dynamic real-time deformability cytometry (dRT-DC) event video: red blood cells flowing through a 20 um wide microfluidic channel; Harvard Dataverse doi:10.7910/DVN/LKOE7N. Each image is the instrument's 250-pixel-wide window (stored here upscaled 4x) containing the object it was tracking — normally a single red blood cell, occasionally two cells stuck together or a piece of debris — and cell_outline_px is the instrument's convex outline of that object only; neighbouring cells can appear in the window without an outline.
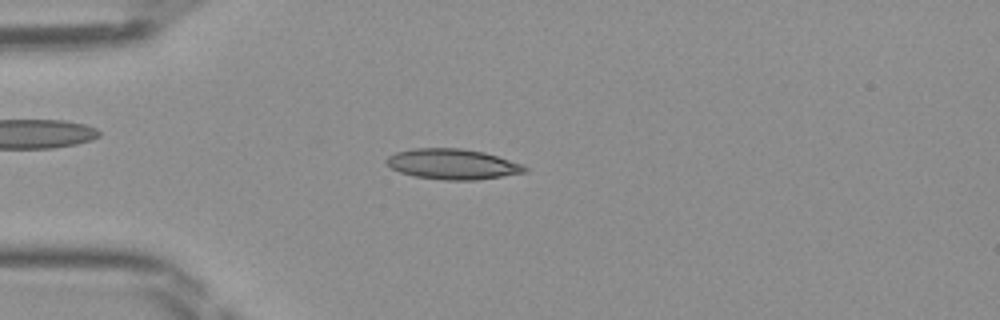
{"species": "Egyptian fruit bat (a non-hibernating species)", "species_latin": "Rousettus aegyptiacus", "temperature_condition": "room temperature", "stored_images_in_passage": 47, "camera_frame_rate_fps": 3000, "um_per_image_px": 0.085, "frame": {"image": 1, "passage_image": 12, "time_ms": 3.667, "image_size_px": [1000, 320], "cell_outline_px": [[528, 172], [476, 180], [444, 180], [412, 176], [400, 172], [384, 164], [384, 160], [388, 156], [396, 152], [412, 148], [460, 148], [484, 152], [524, 164], [528, 168]], "centroid_in_image_um": [38.46, 13.95], "position_along_channel_um": 46.5, "area_um2": 24.8}}
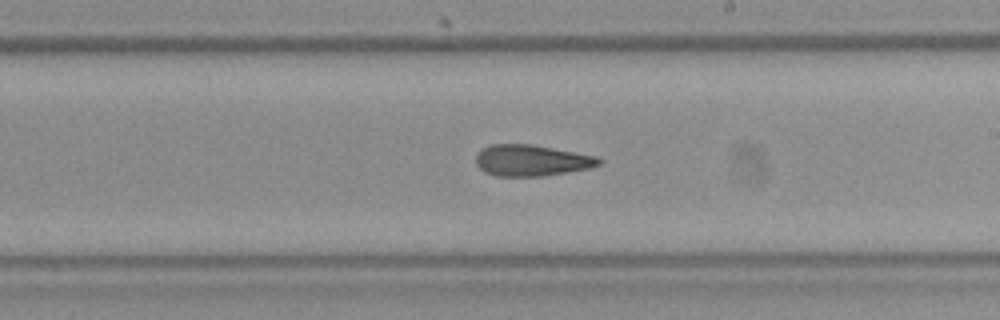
{"frame": {"image": 2, "passage_image": 27, "time_ms": 8.667, "image_size_px": [1000, 320], "cell_outline_px": [[604, 160], [600, 164], [588, 168], [544, 176], [496, 176], [484, 172], [476, 164], [476, 152], [480, 148], [492, 144], [532, 144], [600, 156]], "centroid_in_image_um": [45.18, 13.62], "position_along_channel_um": 243.8, "area_um2": 22.72}}
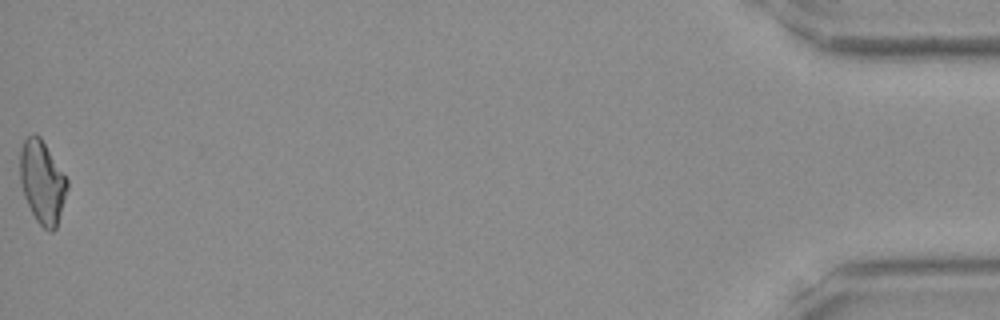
{"frame": {"image": 3, "passage_image": 47, "time_ms": 15.333, "image_size_px": [1000, 320], "cell_outline_px": [[68, 188], [56, 228], [52, 232], [48, 232], [36, 220], [24, 196], [20, 184], [20, 148], [24, 140], [28, 136], [36, 132], [40, 136], [68, 180]], "centroid_in_image_um": [3.58, 15.46], "position_along_channel_um": 431.6, "area_um2": 22.77}}